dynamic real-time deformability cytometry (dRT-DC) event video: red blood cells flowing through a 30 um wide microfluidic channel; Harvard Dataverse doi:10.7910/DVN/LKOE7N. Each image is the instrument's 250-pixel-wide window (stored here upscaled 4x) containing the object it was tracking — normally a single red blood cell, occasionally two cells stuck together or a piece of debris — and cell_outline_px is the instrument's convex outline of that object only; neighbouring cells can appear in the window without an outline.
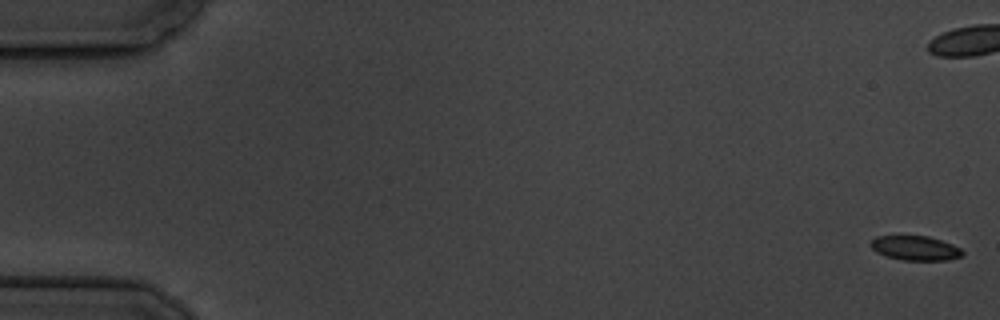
{"species": "common noctule bat (a hibernating species)", "species_latin": "Nyctalus noctula", "temperature_condition": "cold", "stored_images_in_passage": 4, "camera_frame_rate_fps": 3000, "um_per_image_px": 0.085, "animal": {"sex": "male", "body_mass_g": 19.5, "forearm_length_mm": 54.6}, "frame": {"image": 1, "passage_image": 1, "time_ms": 0.0, "image_size_px": [1000, 320], "cell_outline_px": [[964, 256], [948, 260], [904, 260], [888, 256], [876, 252], [868, 244], [876, 236], [928, 236], [952, 244], [960, 248], [964, 252]], "centroid_in_image_um": [77.82, 21.09], "position_along_channel_um": 7.2, "area_um2": 13.06}}